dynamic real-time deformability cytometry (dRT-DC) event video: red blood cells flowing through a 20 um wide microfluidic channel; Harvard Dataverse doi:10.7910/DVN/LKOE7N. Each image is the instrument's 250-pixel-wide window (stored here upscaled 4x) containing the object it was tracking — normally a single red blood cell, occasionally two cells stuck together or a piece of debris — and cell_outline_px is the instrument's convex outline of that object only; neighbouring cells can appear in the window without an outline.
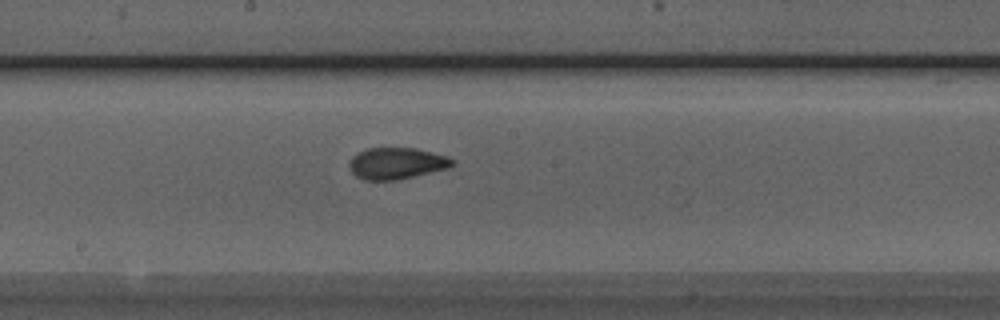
{"species": "Egyptian fruit bat (a non-hibernating species)", "species_latin": "Rousettus aegyptiacus", "temperature_condition": "room temperature", "stored_images_in_passage": 36, "camera_frame_rate_fps": 3000, "um_per_image_px": 0.085, "animal": {"sex": "male"}, "frame": {"image": 1, "passage_image": 12, "time_ms": 3.667, "image_size_px": [1000, 320], "cell_outline_px": [[456, 164], [448, 168], [396, 180], [364, 180], [356, 176], [352, 172], [348, 164], [352, 156], [368, 148], [416, 148], [448, 156], [456, 160]], "centroid_in_image_um": [33.74, 13.88], "position_along_channel_um": 214.5, "area_um2": 18.96}}
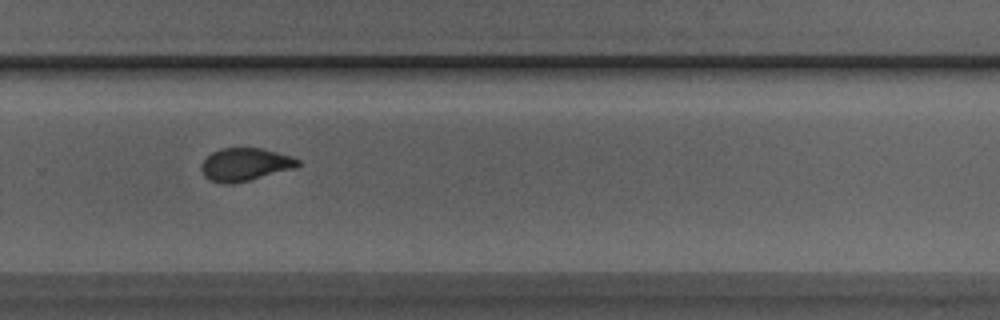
{"frame": {"image": 2, "passage_image": 19, "time_ms": 6.0, "image_size_px": [1000, 320], "cell_outline_px": [[300, 164], [296, 168], [232, 184], [224, 184], [208, 180], [204, 176], [200, 168], [200, 164], [212, 152], [220, 148], [264, 148], [292, 156], [300, 160]], "centroid_in_image_um": [20.83, 13.98], "position_along_channel_um": 309.0, "area_um2": 18.67}}
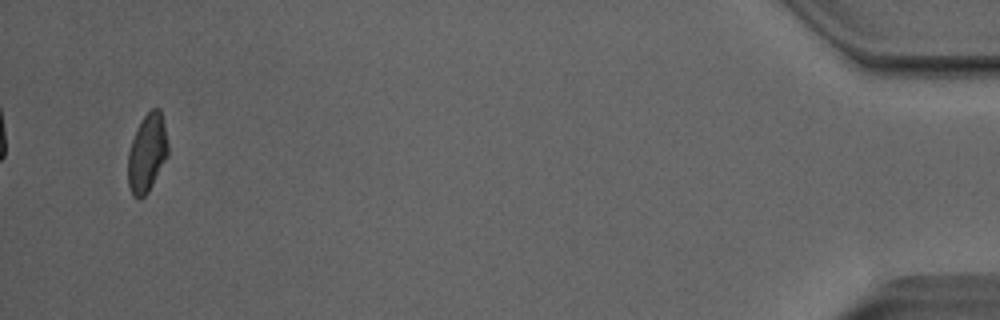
{"frame": {"image": 3, "passage_image": 34, "time_ms": 11.0, "image_size_px": [1000, 320], "cell_outline_px": [[168, 156], [148, 192], [140, 200], [132, 196], [128, 184], [128, 152], [132, 140], [144, 116], [152, 108], [160, 108], [164, 124], [168, 144]], "centroid_in_image_um": [12.5, 13.05], "position_along_channel_um": 422.7, "area_um2": 18.15}, "authors_computed_cell_mechanics": {"area_um2": 18.8139, "velocity_mm_per_s": 4.0607, "shape_relaxation_time_tau1_ms": 6.0845, "shape_relaxation_time_tau2_ms": 1.2786, "deformation_change_tau1": 0.1428, "deformation_change_tau2": 0.0573}}